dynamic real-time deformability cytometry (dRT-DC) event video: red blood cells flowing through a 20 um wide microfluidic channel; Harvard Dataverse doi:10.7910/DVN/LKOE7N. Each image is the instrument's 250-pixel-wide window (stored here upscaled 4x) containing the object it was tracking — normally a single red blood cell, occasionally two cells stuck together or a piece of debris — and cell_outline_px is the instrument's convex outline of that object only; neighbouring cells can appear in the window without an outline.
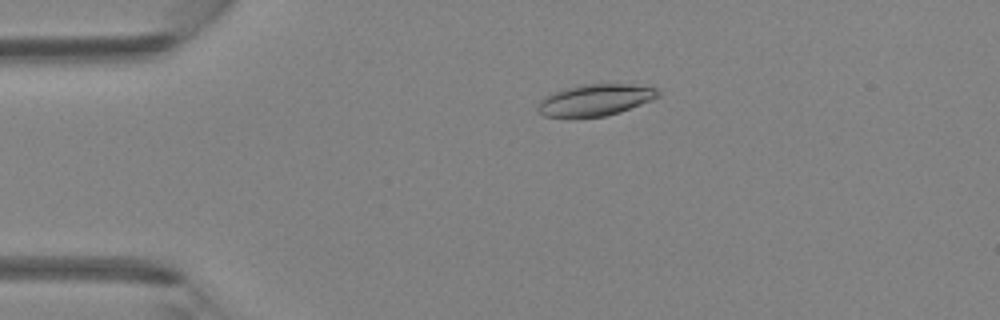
{"species": "Egyptian fruit bat (a non-hibernating species)", "species_latin": "Rousettus aegyptiacus", "temperature_condition": "room temperature", "stored_images_in_passage": 2, "camera_frame_rate_fps": 3000, "um_per_image_px": 0.085, "animal": {"sex": "female"}, "frame": {"image": 1, "passage_image": 1, "time_ms": 0.0, "image_size_px": [1000, 320], "cell_outline_px": [[660, 96], [652, 100], [620, 112], [604, 116], [572, 120], [544, 116], [536, 108], [540, 100], [544, 96], [552, 92], [564, 88], [580, 84], [632, 84], [656, 88], [660, 92]], "centroid_in_image_um": [50.53, 8.53], "position_along_channel_um": 34.5, "area_um2": 22.89}}